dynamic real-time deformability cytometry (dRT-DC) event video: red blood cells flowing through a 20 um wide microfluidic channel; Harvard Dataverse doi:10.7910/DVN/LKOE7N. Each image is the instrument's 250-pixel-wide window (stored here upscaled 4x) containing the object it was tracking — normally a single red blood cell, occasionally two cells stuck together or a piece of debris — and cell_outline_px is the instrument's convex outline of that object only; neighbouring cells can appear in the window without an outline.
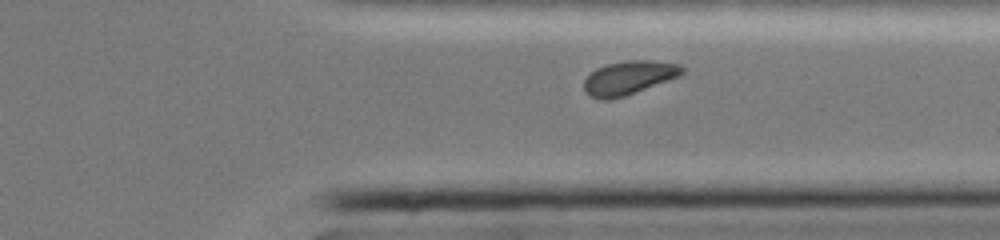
{"species": "common noctule bat (a hibernating species)", "species_latin": "Nyctalus noctula", "temperature_condition": "cold", "stored_images_in_passage": 27, "camera_frame_rate_fps": 3000, "um_per_image_px": 0.085, "animal": {"sex": "female", "body_mass_g": 19.0, "forearm_length_mm": 51.5}, "frame": {"image": 1, "passage_image": 27, "time_ms": 8.667, "image_size_px": [1000, 240], "cell_outline_px": [[684, 72], [680, 76], [624, 96], [608, 100], [600, 100], [588, 96], [584, 92], [584, 80], [596, 68], [608, 64], [628, 60], [652, 60], [680, 64], [684, 68]], "centroid_in_image_um": [53.44, 6.61], "position_along_channel_um": 358.0, "area_um2": 19.31}}